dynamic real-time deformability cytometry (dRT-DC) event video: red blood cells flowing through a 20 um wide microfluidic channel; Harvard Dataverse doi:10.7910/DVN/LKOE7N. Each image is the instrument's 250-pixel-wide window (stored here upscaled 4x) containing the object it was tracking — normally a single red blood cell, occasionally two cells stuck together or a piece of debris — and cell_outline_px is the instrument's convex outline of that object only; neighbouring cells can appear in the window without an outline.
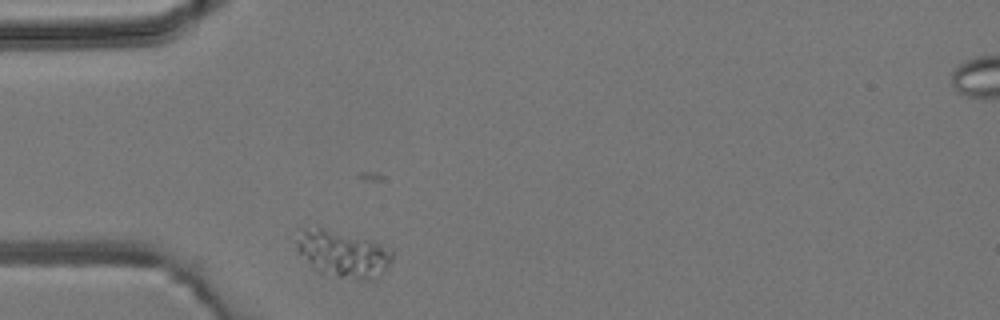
{"species": "common noctule bat (a hibernating species)", "species_latin": "Nyctalus noctula", "temperature_condition": "room temperature", "stored_images_in_passage": 2, "camera_frame_rate_fps": 3000, "um_per_image_px": 0.085, "animal": {"sex": "male", "body_mass_g": 19.2, "forearm_length_mm": 51.8}, "frame": {"image": 1, "passage_image": 1, "time_ms": 0.0, "image_size_px": [1000, 320], "cell_outline_px": [[392, 260], [384, 272], [376, 280], [356, 280], [340, 276], [320, 268], [312, 264], [296, 248], [296, 240], [300, 228], [320, 228], [372, 240], [380, 244], [392, 252]], "centroid_in_image_um": [29.22, 21.56], "position_along_channel_um": 55.8, "area_um2": 25.09}}